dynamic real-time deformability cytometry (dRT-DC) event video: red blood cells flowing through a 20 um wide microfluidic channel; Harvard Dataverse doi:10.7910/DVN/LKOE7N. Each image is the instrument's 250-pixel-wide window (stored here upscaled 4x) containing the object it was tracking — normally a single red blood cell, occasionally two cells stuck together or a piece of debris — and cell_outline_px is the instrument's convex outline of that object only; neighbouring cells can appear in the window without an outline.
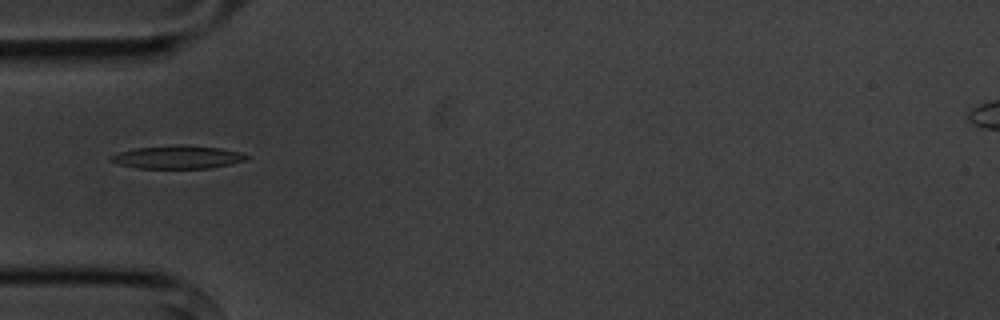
{"species": "common noctule bat (a hibernating species)", "species_latin": "Nyctalus noctula", "temperature_condition": "cold", "stored_images_in_passage": 5, "camera_frame_rate_fps": 3000, "um_per_image_px": 0.085, "animal": {"sex": "male", "body_mass_g": 20.1, "forearm_length_mm": 53.5}, "frame": {"image": 1, "passage_image": 1, "time_ms": 0.0, "image_size_px": [1000, 320], "cell_outline_px": [[252, 156], [248, 160], [232, 164], [208, 168], [136, 168], [116, 164], [108, 160], [108, 156], [120, 152], [136, 148], [172, 144], [180, 144], [220, 148], [240, 152]], "centroid_in_image_um": [15.1, 13.35], "position_along_channel_um": 69.9, "area_um2": 18.61}}
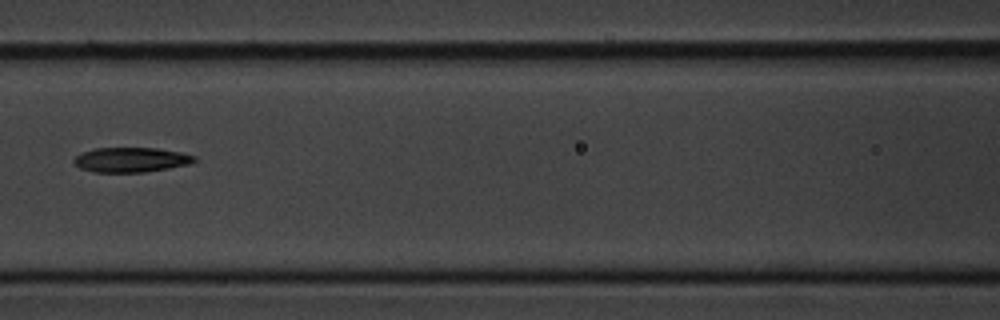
{"frame": {"image": 2, "passage_image": 3, "time_ms": 2.333, "image_size_px": [1000, 320], "cell_outline_px": [[196, 160], [188, 164], [168, 168], [144, 172], [96, 172], [80, 168], [72, 160], [76, 156], [84, 152], [96, 148], [156, 148], [180, 152], [196, 156]], "centroid_in_image_um": [11.14, 13.58], "position_along_channel_um": 155.5, "area_um2": 17.17}}
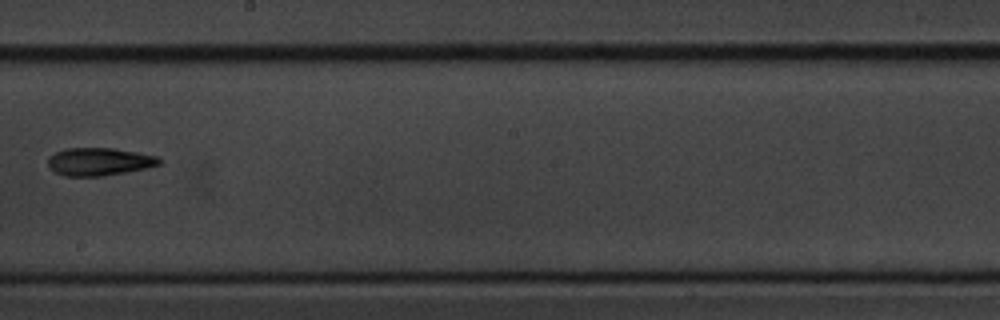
{"frame": {"image": 3, "passage_image": 5, "time_ms": 4.667, "image_size_px": [1000, 320], "cell_outline_px": [[164, 160], [160, 164], [148, 168], [104, 176], [64, 176], [56, 172], [48, 164], [48, 156], [64, 148], [112, 148], [136, 152], [156, 156]], "centroid_in_image_um": [8.45, 13.74], "position_along_channel_um": 239.7, "area_um2": 18.09}}